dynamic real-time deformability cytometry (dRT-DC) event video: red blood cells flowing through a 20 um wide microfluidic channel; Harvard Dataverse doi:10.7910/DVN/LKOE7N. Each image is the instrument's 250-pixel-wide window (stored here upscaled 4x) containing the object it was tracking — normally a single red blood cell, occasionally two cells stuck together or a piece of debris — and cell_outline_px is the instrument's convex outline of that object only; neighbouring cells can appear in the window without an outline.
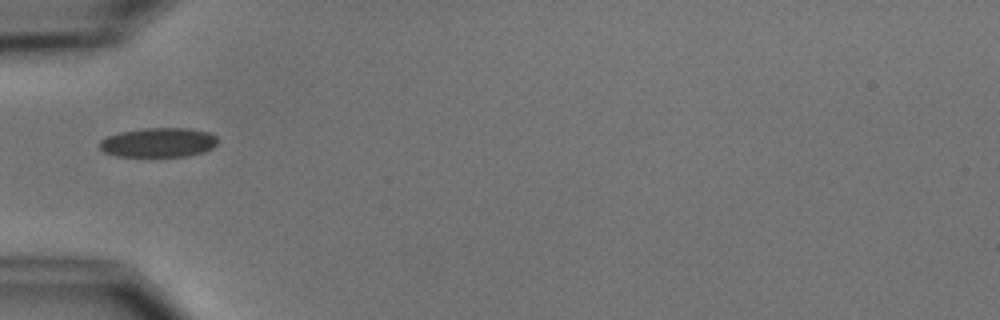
{"species": "common noctule bat (a hibernating species)", "species_latin": "Nyctalus noctula", "temperature_condition": "cold", "stored_images_in_passage": 1, "camera_frame_rate_fps": 3000, "um_per_image_px": 0.085, "animal": {"sex": "male", "body_mass_g": 15.6}, "frame": {"image": 1, "passage_image": 1, "time_ms": 0.0, "image_size_px": [1000, 320], "cell_outline_px": [[216, 144], [212, 148], [204, 152], [188, 156], [116, 156], [104, 152], [100, 148], [100, 140], [108, 136], [120, 132], [144, 128], [188, 128], [208, 132], [216, 136]], "centroid_in_image_um": [13.47, 12.11], "position_along_channel_um": 71.5, "area_um2": 20.17}}